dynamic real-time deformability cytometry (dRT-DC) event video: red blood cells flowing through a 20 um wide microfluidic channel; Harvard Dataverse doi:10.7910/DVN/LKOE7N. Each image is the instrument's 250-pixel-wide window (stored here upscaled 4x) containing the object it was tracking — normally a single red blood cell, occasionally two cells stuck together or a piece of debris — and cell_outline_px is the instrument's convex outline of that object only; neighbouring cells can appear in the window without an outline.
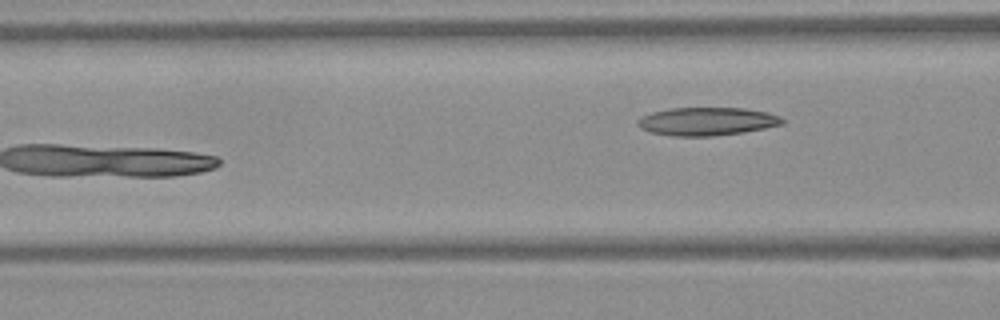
{"species": "Egyptian fruit bat (a non-hibernating species)", "species_latin": "Rousettus aegyptiacus", "temperature_condition": "warm", "stored_images_in_passage": 6, "camera_frame_rate_fps": 3000, "um_per_image_px": 0.085, "frame": {"image": 1, "passage_image": 5, "time_ms": 1.333, "image_size_px": [1000, 320], "cell_outline_px": [[784, 124], [744, 132], [712, 136], [672, 136], [652, 132], [640, 128], [636, 124], [636, 120], [640, 116], [652, 112], [672, 108], [744, 108], [768, 112], [780, 116], [784, 120]], "centroid_in_image_um": [60.08, 10.31], "position_along_channel_um": 106.5, "area_um2": 23.81}}
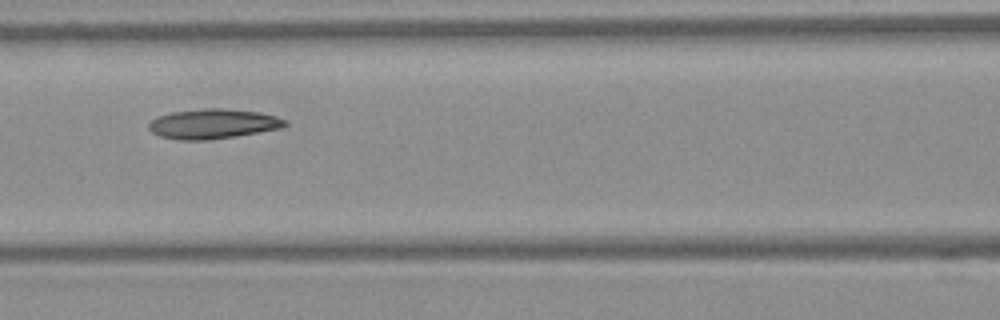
{"frame": {"image": 2, "passage_image": 6, "time_ms": 1.667, "image_size_px": [1000, 320], "cell_outline_px": [[288, 124], [284, 128], [236, 136], [208, 140], [180, 140], [160, 136], [152, 132], [148, 128], [148, 124], [152, 120], [160, 116], [172, 112], [204, 108], [220, 108], [256, 112], [276, 116], [288, 120]], "centroid_in_image_um": [18.14, 10.53], "position_along_channel_um": 148.5, "area_um2": 23.64}}